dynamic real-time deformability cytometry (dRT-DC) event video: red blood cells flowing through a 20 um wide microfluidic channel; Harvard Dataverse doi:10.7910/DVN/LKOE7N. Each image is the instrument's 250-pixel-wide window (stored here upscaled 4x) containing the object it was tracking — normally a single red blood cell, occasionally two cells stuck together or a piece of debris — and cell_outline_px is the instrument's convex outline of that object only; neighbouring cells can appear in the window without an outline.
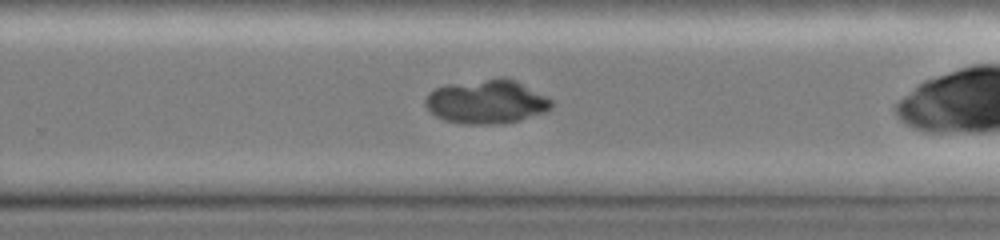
{"species": "common noctule bat (a hibernating species)", "species_latin": "Nyctalus noctula", "temperature_condition": "cold", "stored_images_in_passage": 25, "camera_frame_rate_fps": 3000, "um_per_image_px": 0.085, "animal": {"sex": "female", "body_mass_g": 19.0, "forearm_length_mm": 51.5}, "frame": {"image": 1, "passage_image": 19, "time_ms": 7.333, "image_size_px": [1000, 240], "cell_outline_px": [[552, 108], [544, 112], [520, 120], [492, 124], [464, 124], [444, 120], [428, 112], [424, 104], [424, 100], [428, 92], [436, 88], [448, 84], [500, 76], [504, 76], [516, 80], [548, 96], [552, 100]], "centroid_in_image_um": [41.34, 8.62], "position_along_channel_um": 288.5, "area_um2": 32.77}}
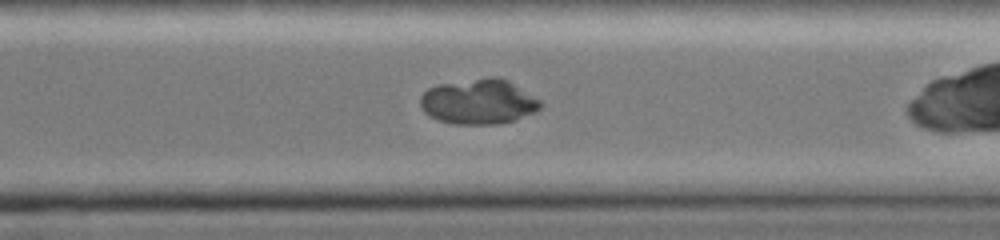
{"frame": {"image": 2, "passage_image": 21, "time_ms": 8.333, "image_size_px": [1000, 240], "cell_outline_px": [[544, 104], [536, 112], [516, 120], [500, 124], [456, 124], [440, 120], [428, 116], [424, 112], [420, 104], [420, 96], [428, 88], [436, 84], [488, 76], [500, 76], [508, 80], [540, 100]], "centroid_in_image_um": [40.69, 8.63], "position_along_channel_um": 329.9, "area_um2": 32.08}}
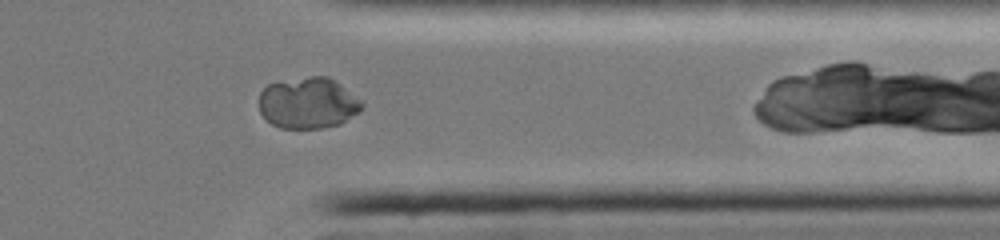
{"frame": {"image": 3, "passage_image": 24, "time_ms": 9.667, "image_size_px": [1000, 240], "cell_outline_px": [[364, 108], [360, 112], [340, 124], [320, 128], [280, 128], [272, 124], [260, 112], [260, 92], [268, 84], [312, 76], [328, 76], [360, 100], [364, 104]], "centroid_in_image_um": [26.2, 8.77], "position_along_channel_um": 385.2, "area_um2": 30.35}}